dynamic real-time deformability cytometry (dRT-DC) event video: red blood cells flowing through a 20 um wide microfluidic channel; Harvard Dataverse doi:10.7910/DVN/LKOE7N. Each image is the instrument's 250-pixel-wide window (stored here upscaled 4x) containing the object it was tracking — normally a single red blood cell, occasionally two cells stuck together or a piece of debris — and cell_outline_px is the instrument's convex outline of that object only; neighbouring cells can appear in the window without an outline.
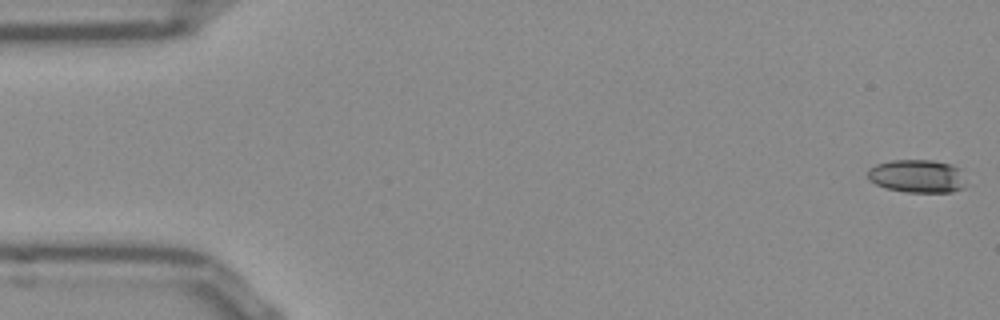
{"species": "Egyptian fruit bat (a non-hibernating species)", "species_latin": "Rousettus aegyptiacus", "temperature_condition": "room temperature", "stored_images_in_passage": 14, "camera_frame_rate_fps": 3000, "um_per_image_px": 0.085, "frame": {"image": 1, "passage_image": 1, "time_ms": 0.0, "image_size_px": [1000, 320], "cell_outline_px": [[972, 184], [964, 188], [952, 192], [908, 192], [888, 188], [876, 184], [868, 180], [868, 168], [876, 164], [892, 160], [932, 160], [948, 164], [960, 168]], "centroid_in_image_um": [78.06, 14.98], "position_along_channel_um": 6.9, "area_um2": 19.42}}